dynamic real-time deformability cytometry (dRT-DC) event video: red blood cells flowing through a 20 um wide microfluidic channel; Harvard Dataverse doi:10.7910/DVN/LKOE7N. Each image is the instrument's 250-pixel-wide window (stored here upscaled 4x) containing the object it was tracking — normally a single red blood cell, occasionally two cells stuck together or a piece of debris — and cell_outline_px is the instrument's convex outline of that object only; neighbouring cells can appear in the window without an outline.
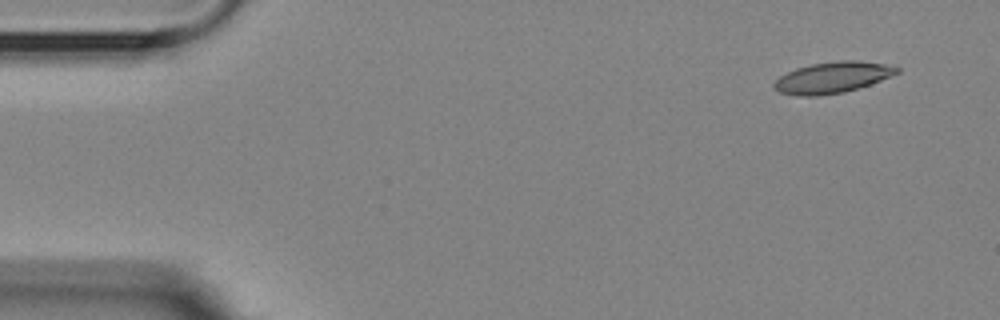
{"species": "Egyptian fruit bat (a non-hibernating species)", "species_latin": "Rousettus aegyptiacus", "temperature_condition": "room temperature", "stored_images_in_passage": 8, "camera_frame_rate_fps": 3000, "um_per_image_px": 0.085, "animal": {"sex": "female"}, "frame": {"image": 1, "passage_image": 1, "time_ms": 0.0, "image_size_px": [1000, 320], "cell_outline_px": [[900, 72], [880, 80], [844, 92], [816, 96], [796, 96], [780, 92], [772, 88], [772, 84], [780, 76], [796, 68], [812, 64], [840, 60], [860, 60], [884, 64], [900, 68]], "centroid_in_image_um": [70.72, 6.58], "position_along_channel_um": 14.3, "area_um2": 22.14}}
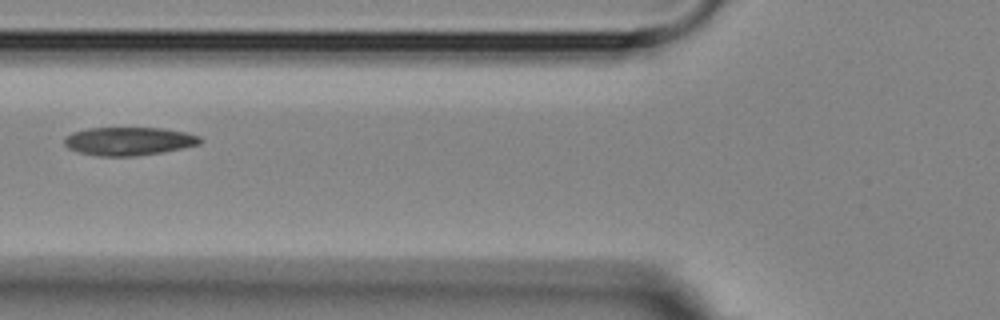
{"frame": {"image": 2, "passage_image": 6, "time_ms": 5.667, "image_size_px": [1000, 320], "cell_outline_px": [[204, 140], [200, 144], [160, 152], [136, 156], [100, 156], [80, 152], [68, 148], [64, 144], [64, 136], [72, 132], [88, 128], [164, 128], [188, 132], [200, 136]], "centroid_in_image_um": [10.96, 11.99], "position_along_channel_um": 114.8, "area_um2": 22.43}}
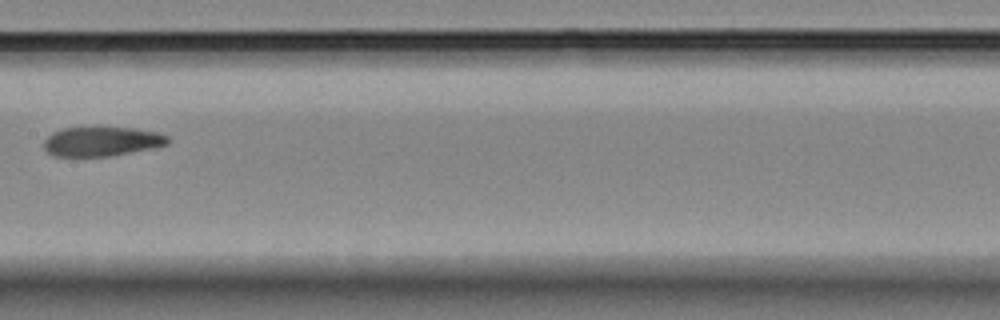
{"frame": {"image": 3, "passage_image": 8, "time_ms": 8.0, "image_size_px": [1000, 320], "cell_outline_px": [[172, 140], [168, 144], [156, 148], [112, 156], [52, 156], [44, 148], [44, 140], [52, 132], [64, 128], [136, 128], [156, 132], [168, 136]], "centroid_in_image_um": [8.7, 12.03], "position_along_channel_um": 198.7, "area_um2": 21.39}}